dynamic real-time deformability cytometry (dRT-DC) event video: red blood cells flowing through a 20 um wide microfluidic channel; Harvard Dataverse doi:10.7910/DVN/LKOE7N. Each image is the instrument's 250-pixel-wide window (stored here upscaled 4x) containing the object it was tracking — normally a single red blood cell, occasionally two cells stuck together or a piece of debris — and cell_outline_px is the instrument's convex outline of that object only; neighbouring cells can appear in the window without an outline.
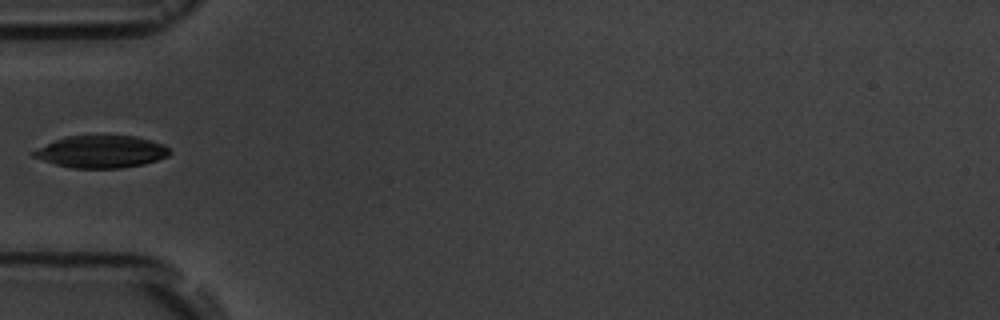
{"species": "common noctule bat (a hibernating species)", "species_latin": "Nyctalus noctula", "temperature_condition": "room temperature", "stored_images_in_passage": 6, "camera_frame_rate_fps": 3000, "um_per_image_px": 0.085, "animal": {"sex": "male", "body_mass_g": 19.5, "forearm_length_mm": 54.6}, "frame": {"image": 1, "passage_image": 6, "time_ms": 5.667, "image_size_px": [1000, 320], "cell_outline_px": [[172, 152], [168, 156], [144, 164], [120, 168], [72, 168], [56, 164], [32, 156], [28, 152], [56, 140], [68, 136], [104, 132], [136, 136], [164, 144]], "centroid_in_image_um": [8.62, 12.84], "position_along_channel_um": 76.4, "area_um2": 26.41}}